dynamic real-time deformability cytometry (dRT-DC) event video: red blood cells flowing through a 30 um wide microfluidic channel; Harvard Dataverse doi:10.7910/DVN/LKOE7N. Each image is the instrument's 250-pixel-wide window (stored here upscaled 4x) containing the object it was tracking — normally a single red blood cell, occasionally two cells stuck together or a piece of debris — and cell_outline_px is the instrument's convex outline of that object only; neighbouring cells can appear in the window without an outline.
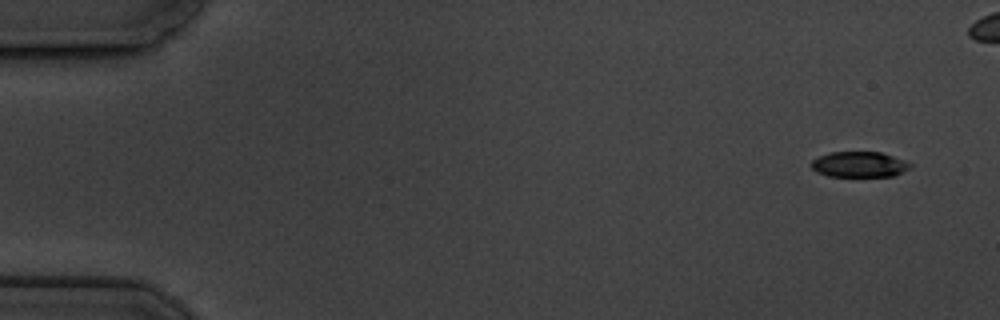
{"species": "common noctule bat (a hibernating species)", "species_latin": "Nyctalus noctula", "temperature_condition": "cold", "stored_images_in_passage": 6, "camera_frame_rate_fps": 3000, "um_per_image_px": 0.085, "animal": {"sex": "male", "body_mass_g": 19.5, "forearm_length_mm": 54.6}, "frame": {"image": 1, "passage_image": 1, "time_ms": 0.0, "image_size_px": [1000, 320], "cell_outline_px": [[912, 168], [892, 176], [828, 176], [816, 172], [812, 168], [812, 160], [820, 156], [832, 152], [880, 152], [892, 156], [912, 164]], "centroid_in_image_um": [73.04, 13.98], "position_along_channel_um": 12.0, "area_um2": 14.57}}